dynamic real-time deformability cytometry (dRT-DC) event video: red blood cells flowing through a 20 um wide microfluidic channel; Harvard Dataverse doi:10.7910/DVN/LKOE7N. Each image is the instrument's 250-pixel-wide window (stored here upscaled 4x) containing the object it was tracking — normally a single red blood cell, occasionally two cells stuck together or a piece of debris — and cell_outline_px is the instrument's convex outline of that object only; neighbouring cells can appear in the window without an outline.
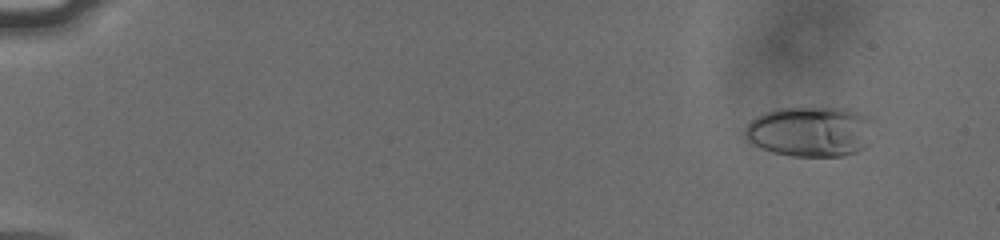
{"species": "human", "species_latin": "Homo sapiens", "temperature_condition": "cold", "stored_images_in_passage": 57, "camera_frame_rate_fps": 3000, "um_per_image_px": 0.085, "donor": {"sex": "male"}, "frame": {"image": 1, "passage_image": 6, "time_ms": 1.667, "image_size_px": [1000, 240], "cell_outline_px": [[868, 144], [864, 148], [856, 152], [840, 156], [792, 156], [772, 152], [760, 148], [752, 144], [744, 136], [744, 128], [756, 116], [764, 112], [776, 108], [844, 108], [860, 112], [868, 116]], "centroid_in_image_um": [68.79, 11.18], "position_along_channel_um": 16.2, "area_um2": 37.51}}
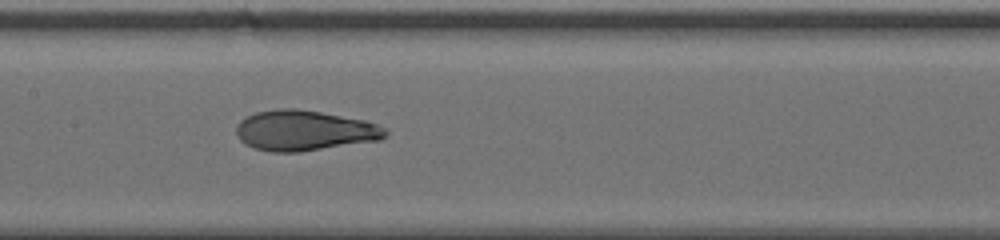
{"frame": {"image": 2, "passage_image": 31, "time_ms": 10.0, "image_size_px": [1000, 240], "cell_outline_px": [[388, 132], [380, 140], [300, 152], [272, 152], [256, 148], [244, 144], [240, 140], [236, 132], [236, 124], [240, 120], [256, 112], [280, 108], [296, 108], [320, 112], [364, 120], [376, 124], [384, 128]], "centroid_in_image_um": [25.84, 11.1], "position_along_channel_um": 181.6, "area_um2": 34.97}}
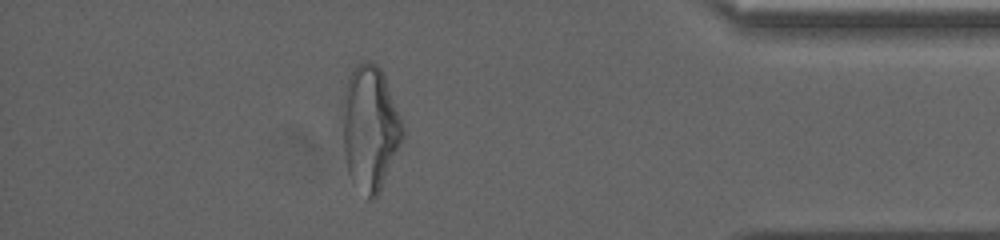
{"frame": {"image": 3, "passage_image": 51, "time_ms": 16.667, "image_size_px": [1000, 240], "cell_outline_px": [[404, 136], [380, 192], [372, 200], [368, 200], [352, 180], [348, 172], [344, 156], [344, 88], [352, 64], [364, 60], [368, 60], [376, 64], [380, 68], [384, 76], [404, 128]], "centroid_in_image_um": [31.45, 10.87], "position_along_channel_um": 403.8, "area_um2": 43.52}, "authors_computed_cell_mechanics": {"area_um2": 35.4314, "velocity_mm_per_s": 3.7965, "shape_relaxation_time_tau1_ms": 8.3238, "shape_relaxation_time_tau2_ms": 1.455, "deformation_change_tau1": 0.2789, "deformation_change_tau2": 0.0842}}